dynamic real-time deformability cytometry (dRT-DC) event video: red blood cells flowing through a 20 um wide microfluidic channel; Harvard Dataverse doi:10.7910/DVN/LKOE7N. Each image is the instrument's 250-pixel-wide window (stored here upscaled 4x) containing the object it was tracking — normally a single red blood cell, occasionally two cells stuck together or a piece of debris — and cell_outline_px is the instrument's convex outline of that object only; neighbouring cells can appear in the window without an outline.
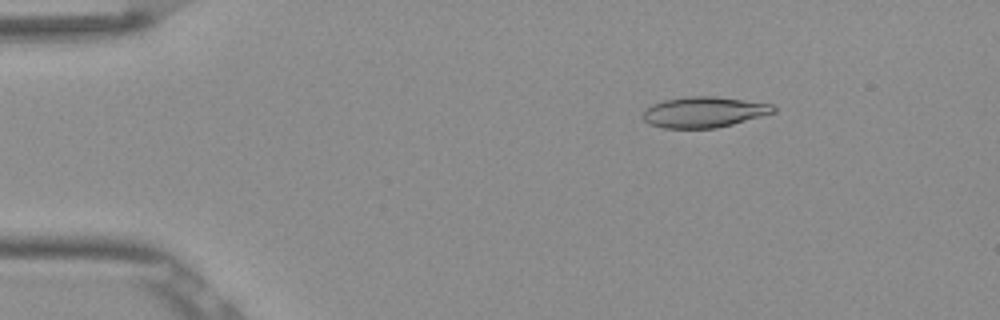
{"species": "Egyptian fruit bat (a non-hibernating species)", "species_latin": "Rousettus aegyptiacus", "temperature_condition": "room temperature", "stored_images_in_passage": 50, "camera_frame_rate_fps": 3000, "um_per_image_px": 0.085, "frame": {"image": 1, "passage_image": 6, "time_ms": 1.667, "image_size_px": [1000, 320], "cell_outline_px": [[776, 112], [732, 124], [716, 128], [664, 128], [648, 124], [640, 116], [644, 108], [652, 104], [664, 100], [688, 96], [712, 96], [744, 100], [772, 104], [776, 108]], "centroid_in_image_um": [59.78, 9.53], "position_along_channel_um": 25.2, "area_um2": 23.47}}
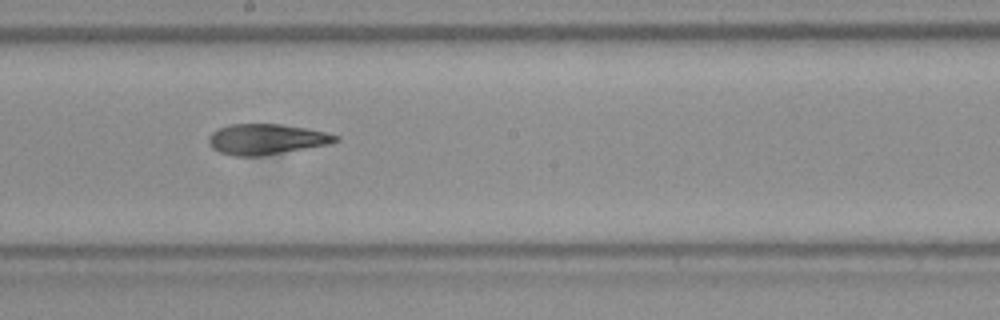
{"frame": {"image": 2, "passage_image": 27, "time_ms": 8.667, "image_size_px": [1000, 320], "cell_outline_px": [[340, 140], [328, 144], [264, 156], [232, 156], [220, 152], [212, 148], [208, 144], [208, 136], [212, 132], [228, 124], [284, 124], [324, 132], [340, 136]], "centroid_in_image_um": [22.61, 11.84], "position_along_channel_um": 225.6, "area_um2": 22.66}}
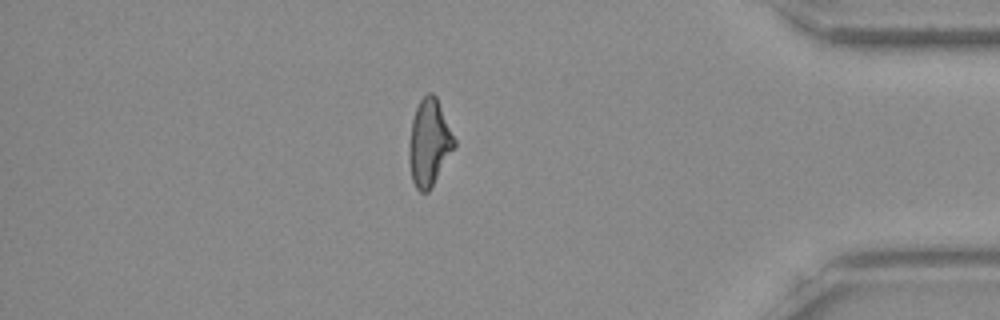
{"frame": {"image": 3, "passage_image": 43, "time_ms": 14.0, "image_size_px": [1000, 320], "cell_outline_px": [[456, 144], [428, 192], [420, 192], [416, 188], [412, 180], [408, 160], [408, 144], [412, 120], [416, 108], [420, 100], [428, 92], [432, 92], [436, 96], [456, 140]], "centroid_in_image_um": [36.45, 12.12], "position_along_channel_um": 398.7, "area_um2": 22.72}, "authors_computed_cell_mechanics": {"area_um2": 23.2645, "velocity_mm_per_s": 3.8888, "shape_relaxation_time_tau1_ms": null, "shape_relaxation_time_tau2_ms": 3.8997, "deformation_change_tau1": null, "deformation_change_tau2": 0.1348}}